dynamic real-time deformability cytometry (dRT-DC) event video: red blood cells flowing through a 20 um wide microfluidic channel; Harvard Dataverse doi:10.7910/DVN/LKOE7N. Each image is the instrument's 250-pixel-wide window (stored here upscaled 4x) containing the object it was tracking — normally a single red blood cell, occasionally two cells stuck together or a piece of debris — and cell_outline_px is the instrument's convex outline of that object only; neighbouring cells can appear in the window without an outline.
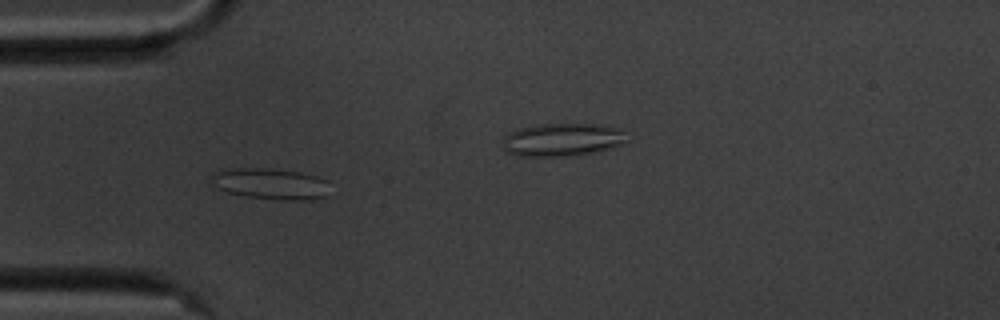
{"species": "common noctule bat (a hibernating species)", "species_latin": "Nyctalus noctula", "temperature_condition": "cold", "stored_images_in_passage": 55, "camera_frame_rate_fps": 3000, "um_per_image_px": 0.085, "animal": {"sex": "male", "body_mass_g": 20.1, "forearm_length_mm": 53.5}, "frame": {"image": 1, "passage_image": 15, "time_ms": 4.667, "image_size_px": [1000, 320], "cell_outline_px": [[328, 196], [312, 200], [280, 200], [244, 196], [228, 192], [212, 184], [208, 176], [212, 172], [220, 168], [268, 168], [300, 172], [316, 176], [324, 180]], "centroid_in_image_um": [22.91, 15.61], "position_along_channel_um": 62.1, "area_um2": 21.73}}
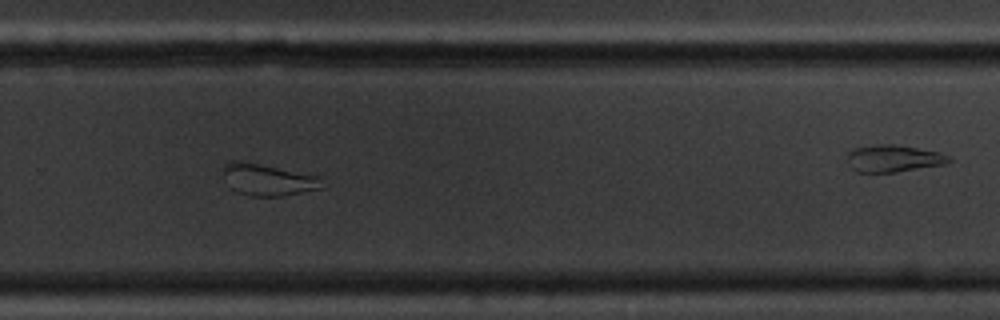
{"frame": {"image": 2, "passage_image": 36, "time_ms": 11.667, "image_size_px": [1000, 320], "cell_outline_px": [[324, 188], [280, 196], [248, 196], [236, 192], [232, 188], [220, 168], [224, 164], [232, 160], [236, 160], [260, 164], [320, 176]], "centroid_in_image_um": [22.76, 15.27], "position_along_channel_um": 307.0, "area_um2": 18.26}}
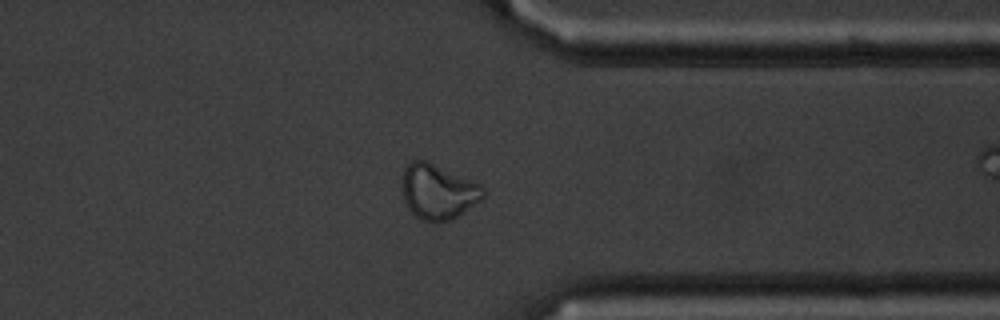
{"frame": {"image": 3, "passage_image": 42, "time_ms": 13.667, "image_size_px": [1000, 320], "cell_outline_px": [[484, 196], [480, 200], [456, 216], [448, 220], [436, 224], [424, 220], [416, 216], [408, 208], [404, 200], [400, 188], [404, 168], [412, 160], [428, 160], [480, 184], [484, 188]], "centroid_in_image_um": [37.18, 16.27], "position_along_channel_um": 374.2, "area_um2": 26.13}, "authors_computed_cell_mechanics": {"area_um2": 23.987, "velocity_mm_per_s": 3.531, "shape_relaxation_time_tau1_ms": null, "shape_relaxation_time_tau2_ms": 1.941, "deformation_change_tau1": null, "deformation_change_tau2": 0.1028}}